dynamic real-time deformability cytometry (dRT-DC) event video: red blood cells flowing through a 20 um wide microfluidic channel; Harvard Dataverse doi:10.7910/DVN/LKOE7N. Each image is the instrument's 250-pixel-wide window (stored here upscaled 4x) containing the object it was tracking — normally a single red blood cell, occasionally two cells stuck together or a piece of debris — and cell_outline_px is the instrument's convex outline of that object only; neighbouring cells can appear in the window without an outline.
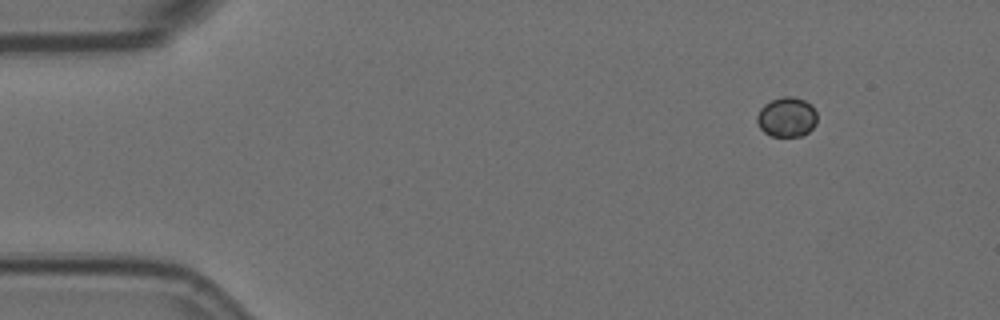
{"species": "Egyptian fruit bat (a non-hibernating species)", "species_latin": "Rousettus aegyptiacus", "temperature_condition": "room temperature", "stored_images_in_passage": 5, "camera_frame_rate_fps": 3000, "um_per_image_px": 0.085, "animal": {"sex": "female"}, "frame": {"image": 1, "passage_image": 1, "time_ms": 0.0, "image_size_px": [1000, 320], "cell_outline_px": [[816, 124], [808, 132], [800, 136], [772, 136], [764, 132], [760, 128], [756, 120], [756, 116], [760, 108], [764, 104], [772, 100], [784, 96], [792, 96], [804, 100], [816, 112]], "centroid_in_image_um": [66.84, 9.95], "position_along_channel_um": 18.2, "area_um2": 13.81}}
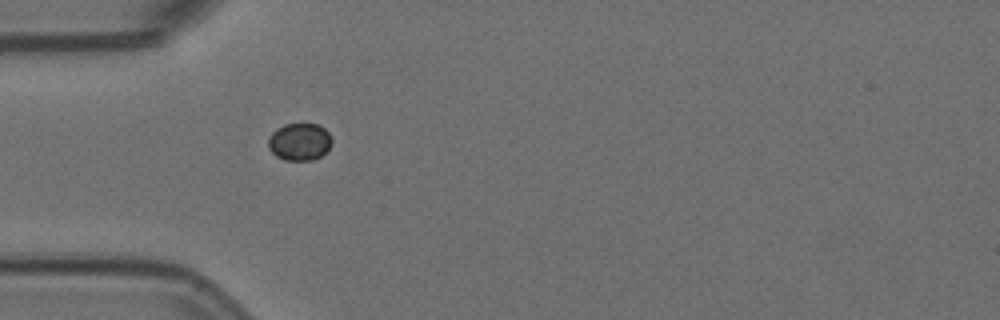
{"frame": {"image": 2, "passage_image": 4, "time_ms": 1.0, "image_size_px": [1000, 320], "cell_outline_px": [[332, 144], [320, 156], [312, 160], [284, 160], [276, 156], [268, 148], [268, 140], [272, 132], [276, 128], [284, 124], [320, 124], [332, 136]], "centroid_in_image_um": [25.46, 12.04], "position_along_channel_um": 59.5, "area_um2": 13.93}}
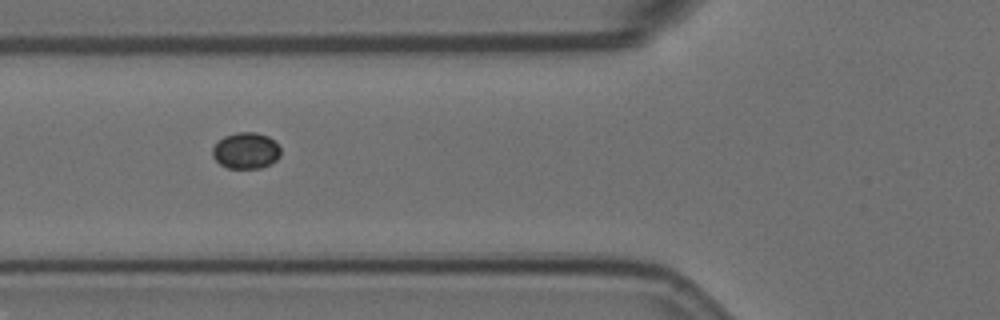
{"frame": {"image": 3, "passage_image": 5, "time_ms": 1.333, "image_size_px": [1000, 320], "cell_outline_px": [[280, 156], [276, 160], [260, 168], [228, 168], [220, 164], [212, 156], [212, 148], [224, 136], [236, 132], [256, 132], [268, 136], [280, 148]], "centroid_in_image_um": [20.89, 12.8], "position_along_channel_um": 104.9, "area_um2": 14.28}}